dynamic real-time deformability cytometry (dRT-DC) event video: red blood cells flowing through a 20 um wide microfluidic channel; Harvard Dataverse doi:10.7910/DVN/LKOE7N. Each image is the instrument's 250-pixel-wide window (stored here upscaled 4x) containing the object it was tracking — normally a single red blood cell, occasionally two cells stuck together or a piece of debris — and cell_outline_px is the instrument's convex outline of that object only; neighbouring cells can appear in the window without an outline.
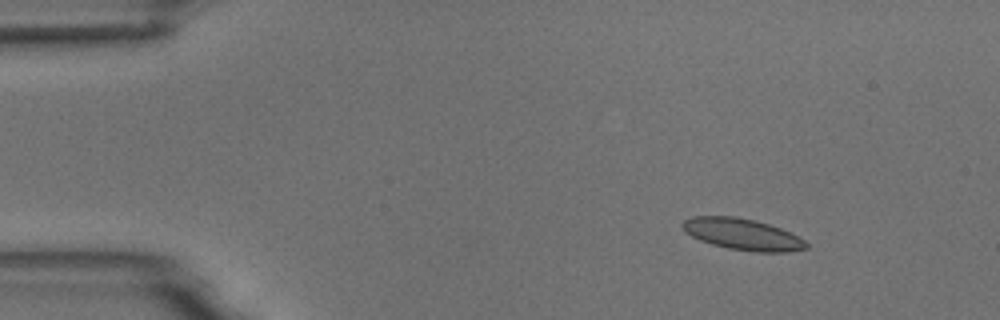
{"species": "common noctule bat (a hibernating species)", "species_latin": "Nyctalus noctula", "temperature_condition": "room temperature", "stored_images_in_passage": 5, "camera_frame_rate_fps": 3000, "um_per_image_px": 0.085, "animal": {"sex": "male", "body_mass_g": 18.8}, "frame": {"image": 1, "passage_image": 2, "time_ms": 1.0, "image_size_px": [1000, 320], "cell_outline_px": [[808, 248], [788, 252], [756, 252], [728, 248], [712, 244], [700, 240], [684, 232], [680, 224], [684, 220], [692, 216], [736, 216], [768, 224], [780, 228], [804, 240], [808, 244]], "centroid_in_image_um": [63.07, 19.91], "position_along_channel_um": 21.9, "area_um2": 22.54}}
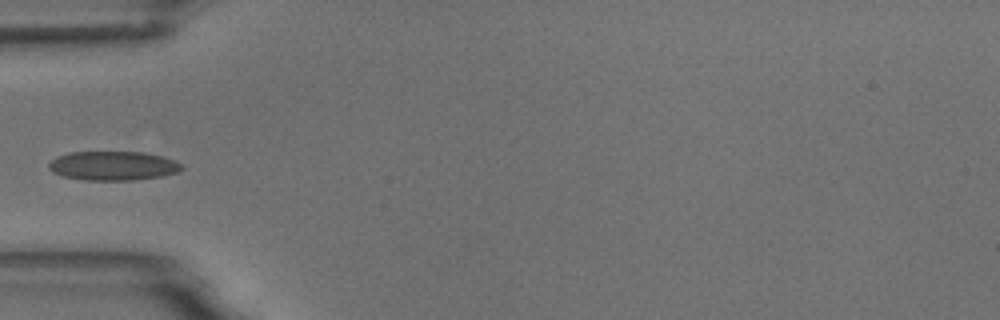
{"frame": {"image": 2, "passage_image": 5, "time_ms": 4.667, "image_size_px": [1000, 320], "cell_outline_px": [[184, 168], [176, 172], [160, 176], [132, 180], [84, 180], [64, 176], [52, 172], [48, 168], [48, 164], [56, 156], [68, 152], [144, 152], [164, 156], [176, 160], [184, 164]], "centroid_in_image_um": [9.62, 14.08], "position_along_channel_um": 75.4, "area_um2": 22.72}}